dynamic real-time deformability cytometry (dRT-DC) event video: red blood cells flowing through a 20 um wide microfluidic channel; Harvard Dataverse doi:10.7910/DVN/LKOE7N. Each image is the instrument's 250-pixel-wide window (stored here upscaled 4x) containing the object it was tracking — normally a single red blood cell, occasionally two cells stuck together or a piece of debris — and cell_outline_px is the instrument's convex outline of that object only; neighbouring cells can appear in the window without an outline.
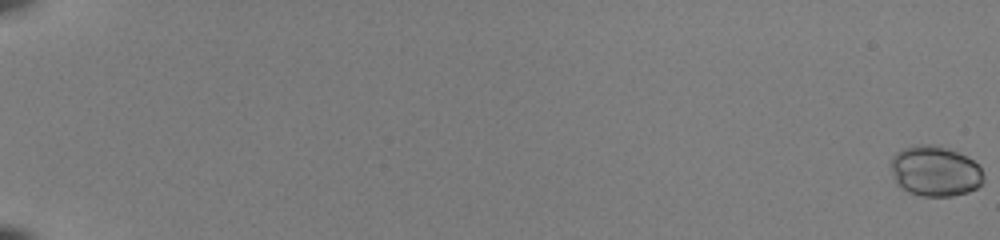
{"species": "common noctule bat (a hibernating species)", "species_latin": "Nyctalus noctula", "temperature_condition": "room temperature", "stored_images_in_passage": 54, "camera_frame_rate_fps": 3000, "um_per_image_px": 0.085, "animal": {"sex": "female", "body_mass_g": 22.0, "forearm_length_mm": 56.7}, "frame": {"image": 1, "passage_image": 1, "time_ms": 0.0, "image_size_px": [1000, 240], "cell_outline_px": [[984, 180], [976, 188], [968, 192], [952, 196], [920, 196], [900, 188], [896, 184], [892, 172], [892, 156], [896, 152], [904, 148], [920, 144], [936, 144], [956, 152], [972, 160], [980, 168], [984, 176]], "centroid_in_image_um": [79.46, 14.55], "position_along_channel_um": 5.5, "area_um2": 27.11}}
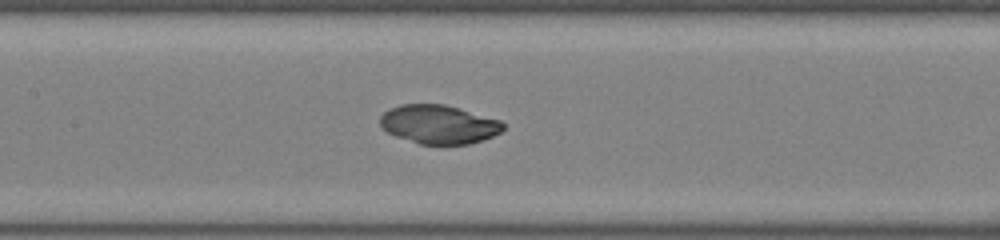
{"frame": {"image": 2, "passage_image": 30, "time_ms": 9.667, "image_size_px": [1000, 240], "cell_outline_px": [[504, 128], [500, 132], [492, 136], [468, 144], [420, 144], [396, 136], [380, 128], [380, 116], [384, 112], [400, 104], [444, 104], [460, 108], [500, 120], [504, 124]], "centroid_in_image_um": [37.27, 10.56], "position_along_channel_um": 170.1, "area_um2": 27.69}}
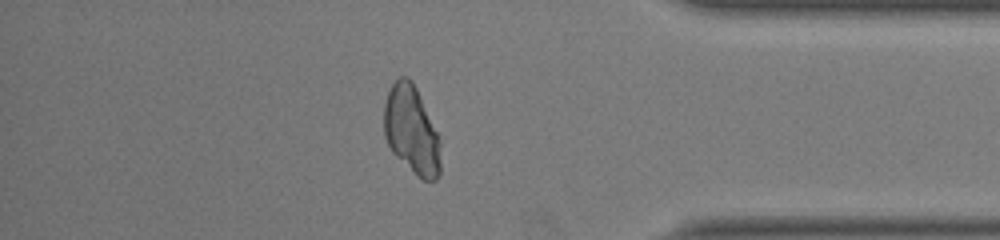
{"frame": {"image": 3, "passage_image": 48, "time_ms": 15.667, "image_size_px": [1000, 240], "cell_outline_px": [[440, 176], [436, 180], [424, 180], [396, 156], [392, 152], [384, 136], [384, 104], [388, 92], [392, 84], [400, 76], [408, 76], [412, 80], [416, 88], [436, 132], [440, 144]], "centroid_in_image_um": [34.96, 11.05], "position_along_channel_um": 400.2, "area_um2": 28.55}}